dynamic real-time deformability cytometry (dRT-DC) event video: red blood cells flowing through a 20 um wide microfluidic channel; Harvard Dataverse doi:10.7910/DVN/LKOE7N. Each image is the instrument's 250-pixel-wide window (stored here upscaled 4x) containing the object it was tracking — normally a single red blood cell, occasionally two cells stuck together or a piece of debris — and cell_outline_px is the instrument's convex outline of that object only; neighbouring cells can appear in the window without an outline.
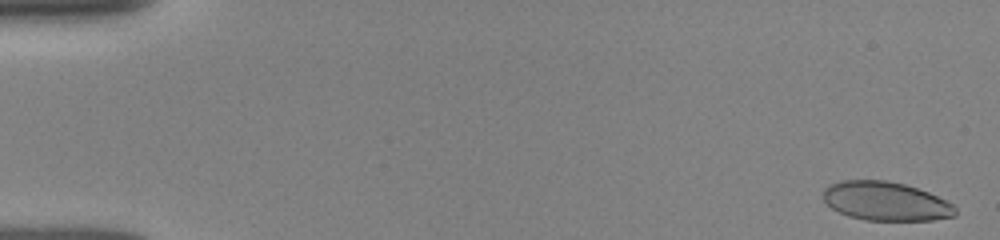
{"species": "human", "species_latin": "Homo sapiens", "temperature_condition": "room temperature", "stored_images_in_passage": 51, "camera_frame_rate_fps": 3000, "um_per_image_px": 0.085, "donor": {"sex": "female"}, "frame": {"image": 1, "passage_image": 2, "time_ms": 0.333, "image_size_px": [1000, 240], "cell_outline_px": [[956, 216], [932, 220], [864, 220], [848, 216], [832, 208], [824, 200], [824, 188], [828, 184], [840, 180], [888, 180], [904, 184], [928, 192], [956, 204]], "centroid_in_image_um": [75.31, 17.1], "position_along_channel_um": 9.7, "area_um2": 30.11}}
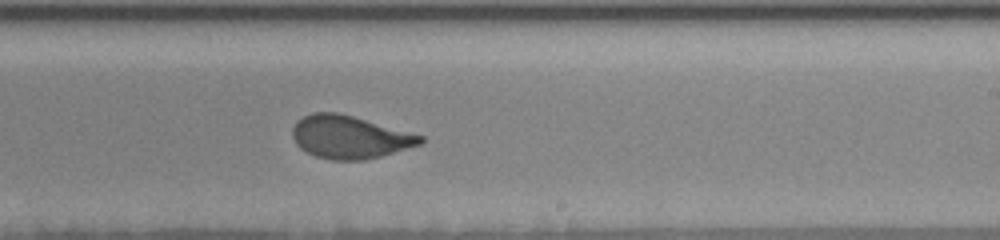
{"frame": {"image": 2, "passage_image": 32, "time_ms": 10.333, "image_size_px": [1000, 240], "cell_outline_px": [[424, 144], [380, 156], [364, 160], [332, 160], [316, 156], [300, 148], [296, 144], [292, 136], [292, 128], [296, 120], [312, 112], [336, 112], [352, 116], [424, 136]], "centroid_in_image_um": [29.71, 11.65], "position_along_channel_um": 259.3, "area_um2": 31.91}}
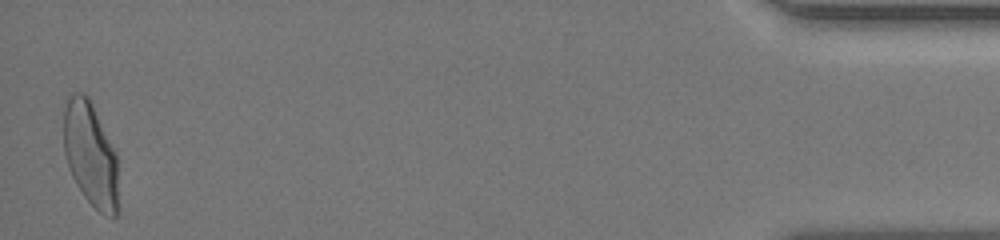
{"frame": {"image": 3, "passage_image": 51, "time_ms": 16.667, "image_size_px": [1000, 240], "cell_outline_px": [[116, 216], [104, 216], [84, 196], [76, 184], [68, 168], [64, 152], [64, 108], [68, 96], [72, 92], [80, 92], [88, 96], [116, 152]], "centroid_in_image_um": [7.65, 13.07], "position_along_channel_um": 427.5, "area_um2": 32.77}, "authors_computed_cell_mechanics": {"area_um2": 32.2524, "velocity_mm_per_s": 3.9492, "shape_relaxation_time_tau1_ms": 4.5337, "shape_relaxation_time_tau2_ms": null, "deformation_change_tau1": 0.1638, "deformation_change_tau2": null}}